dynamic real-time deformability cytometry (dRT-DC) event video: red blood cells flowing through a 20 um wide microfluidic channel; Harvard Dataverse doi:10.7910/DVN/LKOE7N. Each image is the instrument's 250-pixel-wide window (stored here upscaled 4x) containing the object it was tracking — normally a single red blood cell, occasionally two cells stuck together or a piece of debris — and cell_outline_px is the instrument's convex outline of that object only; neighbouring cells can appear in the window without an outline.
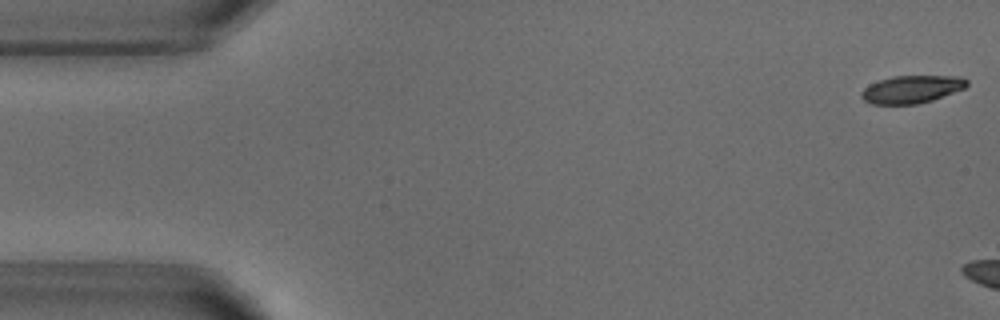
{"species": "common noctule bat (a hibernating species)", "species_latin": "Nyctalus noctula", "temperature_condition": "warm", "stored_images_in_passage": 5, "camera_frame_rate_fps": 3000, "um_per_image_px": 0.085, "animal": {"sex": "male", "body_mass_g": 18.8}, "frame": {"image": 1, "passage_image": 1, "time_ms": 0.0, "image_size_px": [1000, 320], "cell_outline_px": [[968, 84], [964, 88], [932, 100], [916, 104], [872, 104], [864, 100], [860, 96], [860, 92], [868, 84], [892, 76], [960, 76], [968, 80]], "centroid_in_image_um": [77.46, 7.58], "position_along_channel_um": 7.5, "area_um2": 16.99}}